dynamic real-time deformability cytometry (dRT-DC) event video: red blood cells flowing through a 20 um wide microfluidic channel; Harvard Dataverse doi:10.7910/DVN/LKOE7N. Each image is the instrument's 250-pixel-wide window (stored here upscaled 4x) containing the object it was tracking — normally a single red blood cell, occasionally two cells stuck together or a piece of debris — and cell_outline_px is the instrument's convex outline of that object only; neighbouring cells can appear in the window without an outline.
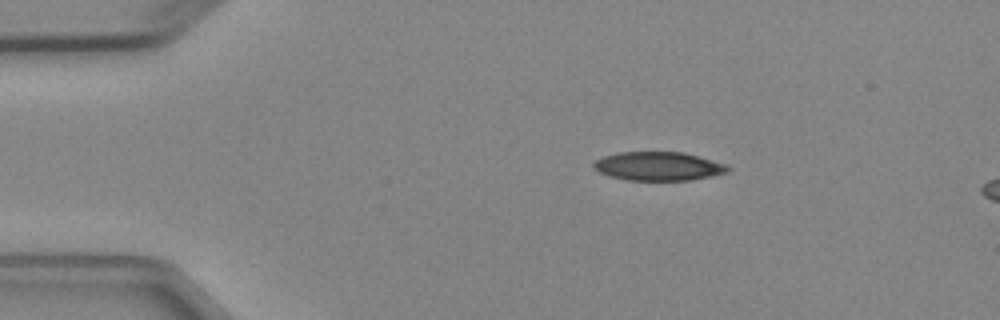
{"species": "Egyptian fruit bat (a non-hibernating species)", "species_latin": "Rousettus aegyptiacus", "temperature_condition": "cold", "stored_images_in_passage": 3, "camera_frame_rate_fps": 3000, "um_per_image_px": 0.085, "animal": {"sex": "female"}, "frame": {"image": 1, "passage_image": 1, "time_ms": 0.0, "image_size_px": [1000, 320], "cell_outline_px": [[732, 168], [728, 172], [712, 176], [692, 180], [628, 180], [608, 176], [592, 168], [592, 164], [596, 160], [604, 156], [620, 152], [684, 152], [728, 164]], "centroid_in_image_um": [56.0, 14.13], "position_along_channel_um": 29.0, "area_um2": 22.66}}